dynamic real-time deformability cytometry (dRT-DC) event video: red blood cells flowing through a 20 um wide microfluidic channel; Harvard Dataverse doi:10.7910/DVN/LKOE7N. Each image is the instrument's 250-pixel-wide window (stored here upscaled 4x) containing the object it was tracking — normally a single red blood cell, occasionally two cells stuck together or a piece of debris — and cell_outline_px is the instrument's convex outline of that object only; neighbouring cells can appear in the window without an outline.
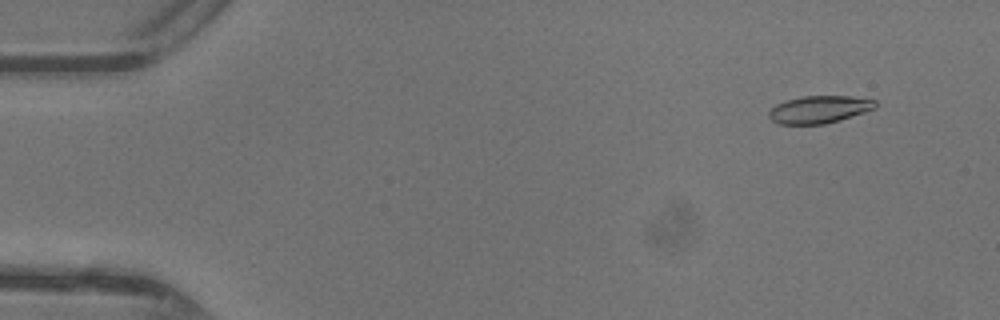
{"species": "common noctule bat (a hibernating species)", "species_latin": "Nyctalus noctula", "temperature_condition": "warm", "stored_images_in_passage": 48, "camera_frame_rate_fps": 3000, "um_per_image_px": 0.085, "animal": {"sex": "female"}, "frame": {"image": 1, "passage_image": 5, "time_ms": 1.333, "image_size_px": [1000, 320], "cell_outline_px": [[876, 108], [840, 120], [824, 124], [776, 124], [768, 116], [768, 112], [776, 104], [800, 96], [852, 96], [876, 100]], "centroid_in_image_um": [69.63, 9.3], "position_along_channel_um": 15.4, "area_um2": 17.05}}
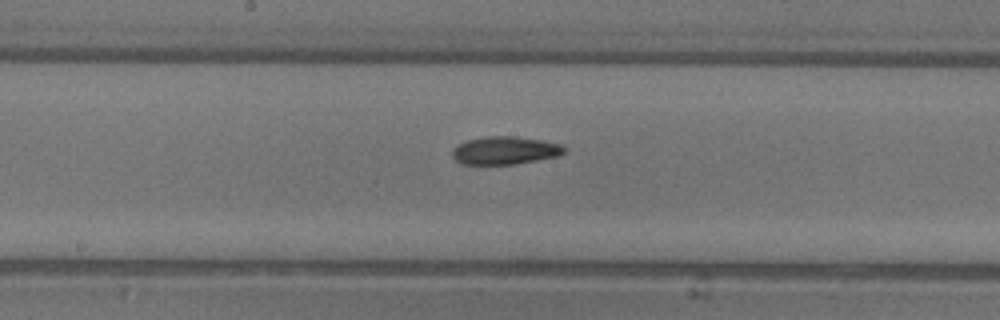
{"frame": {"image": 2, "passage_image": 26, "time_ms": 8.333, "image_size_px": [1000, 320], "cell_outline_px": [[564, 152], [556, 156], [516, 164], [460, 164], [452, 156], [452, 148], [456, 144], [468, 140], [484, 136], [512, 136], [540, 140], [560, 144], [564, 148]], "centroid_in_image_um": [42.84, 12.78], "position_along_channel_um": 205.4, "area_um2": 18.09}}
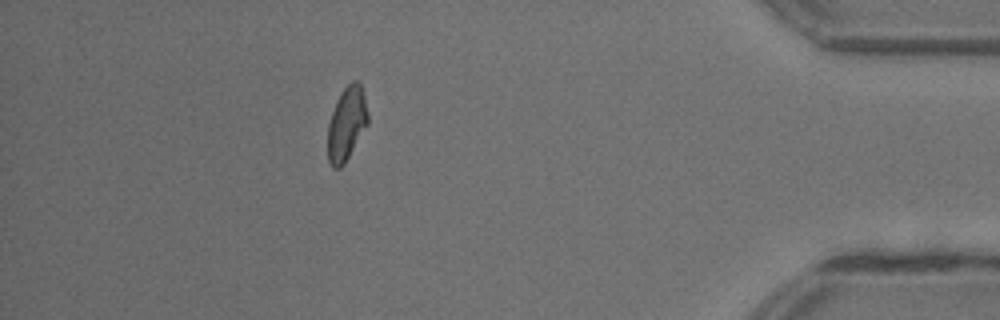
{"frame": {"image": 3, "passage_image": 43, "time_ms": 14.0, "image_size_px": [1000, 320], "cell_outline_px": [[368, 124], [344, 164], [340, 168], [332, 168], [328, 160], [328, 124], [336, 100], [340, 92], [352, 80], [356, 80], [360, 84], [364, 96], [368, 112]], "centroid_in_image_um": [29.46, 10.51], "position_along_channel_um": 405.7, "area_um2": 17.22}, "authors_computed_cell_mechanics": {"area_um2": 17.6579, "velocity_mm_per_s": 4.4028, "shape_relaxation_time_tau1_ms": 5.4114, "shape_relaxation_time_tau2_ms": null, "deformation_change_tau1": 0.1552, "deformation_change_tau2": null}}